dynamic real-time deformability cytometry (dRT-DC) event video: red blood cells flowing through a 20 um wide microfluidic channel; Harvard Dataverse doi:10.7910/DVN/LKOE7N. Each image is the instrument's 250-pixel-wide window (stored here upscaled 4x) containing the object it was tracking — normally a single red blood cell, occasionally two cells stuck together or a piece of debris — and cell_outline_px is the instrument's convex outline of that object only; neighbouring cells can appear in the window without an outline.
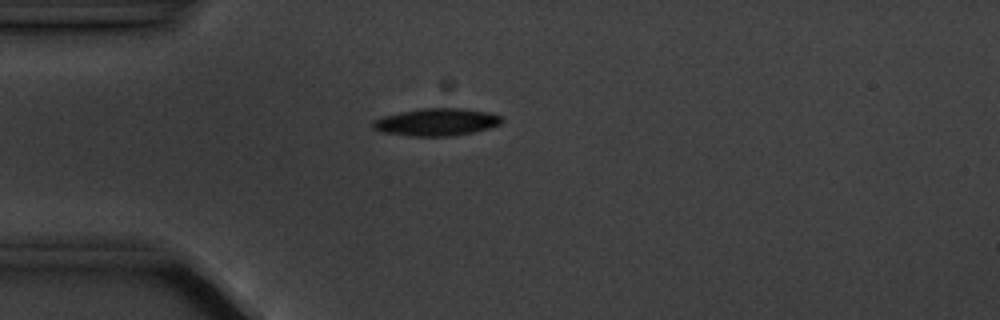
{"species": "common noctule bat (a hibernating species)", "species_latin": "Nyctalus noctula", "temperature_condition": "cold", "stored_images_in_passage": 2, "camera_frame_rate_fps": 3000, "um_per_image_px": 0.085, "animal": {"sex": "male", "body_mass_g": 20.1, "forearm_length_mm": 53.5}, "frame": {"image": 1, "passage_image": 2, "time_ms": 1.0, "image_size_px": [1000, 320], "cell_outline_px": [[504, 120], [500, 124], [488, 128], [472, 132], [448, 136], [412, 136], [380, 132], [372, 128], [372, 120], [384, 116], [424, 108], [460, 108], [488, 112], [500, 116]], "centroid_in_image_um": [37.08, 10.38], "position_along_channel_um": 47.9, "area_um2": 20.35}}